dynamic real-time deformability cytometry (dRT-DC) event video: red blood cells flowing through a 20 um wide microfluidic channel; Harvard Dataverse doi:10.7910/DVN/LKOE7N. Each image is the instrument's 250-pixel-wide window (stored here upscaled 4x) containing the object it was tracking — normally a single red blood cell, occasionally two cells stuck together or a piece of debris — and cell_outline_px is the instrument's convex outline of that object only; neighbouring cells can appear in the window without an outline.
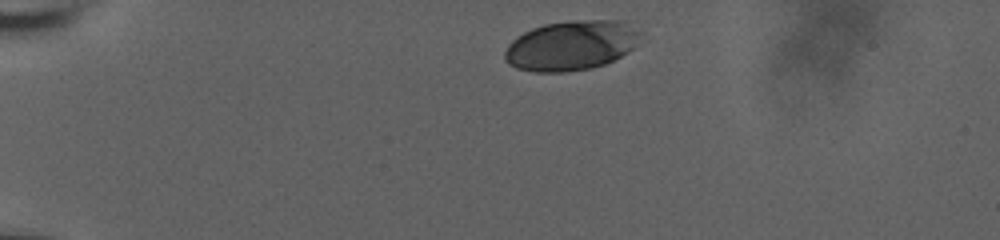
{"species": "human", "species_latin": "Homo sapiens", "temperature_condition": "room temperature", "stored_images_in_passage": 6, "camera_frame_rate_fps": 3000, "um_per_image_px": 0.085, "donor": {"sex": "male"}, "frame": {"image": 1, "passage_image": 1, "time_ms": 0.0, "image_size_px": [1000, 240], "cell_outline_px": [[644, 32], [636, 44], [628, 52], [604, 64], [592, 68], [564, 72], [536, 72], [516, 68], [508, 64], [504, 60], [504, 52], [508, 44], [516, 36], [532, 28], [544, 24], [572, 20], [620, 20]], "centroid_in_image_um": [48.54, 3.86], "position_along_channel_um": 36.5, "area_um2": 39.65}}
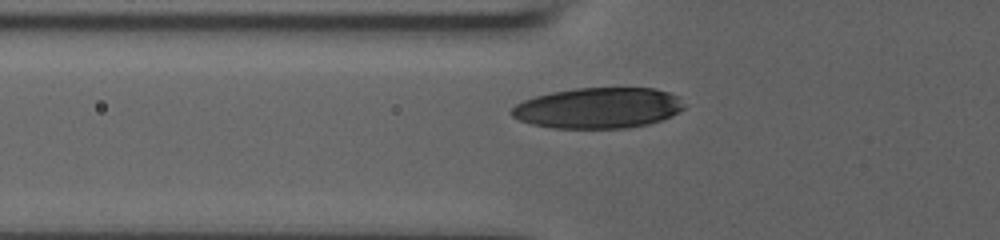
{"frame": {"image": 2, "passage_image": 5, "time_ms": 1.333, "image_size_px": [1000, 240], "cell_outline_px": [[684, 108], [672, 116], [648, 124], [628, 128], [552, 128], [532, 124], [520, 120], [512, 116], [508, 112], [516, 104], [524, 100], [536, 96], [552, 92], [576, 88], [656, 88], [680, 96], [684, 104]], "centroid_in_image_um": [50.86, 9.18], "position_along_channel_um": 74.9, "area_um2": 41.1}}